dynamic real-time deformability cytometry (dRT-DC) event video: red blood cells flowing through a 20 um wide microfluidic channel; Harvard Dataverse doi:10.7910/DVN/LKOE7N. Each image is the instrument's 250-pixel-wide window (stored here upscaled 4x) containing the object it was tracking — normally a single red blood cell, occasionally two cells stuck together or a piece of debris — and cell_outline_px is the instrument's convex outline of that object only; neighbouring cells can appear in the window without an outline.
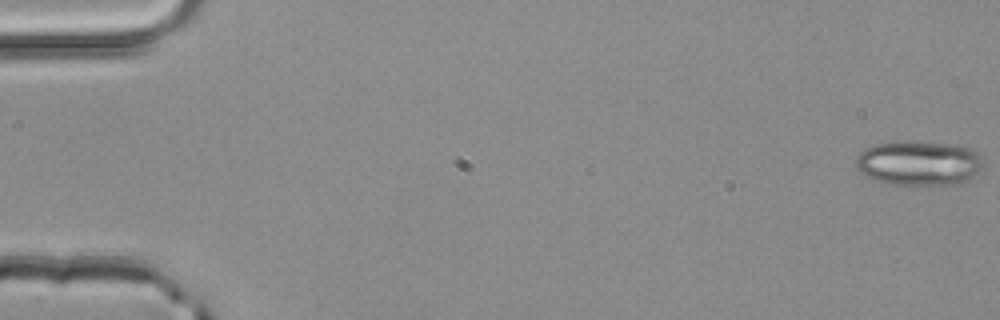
{"species": "common noctule bat (a hibernating species)", "species_latin": "Nyctalus noctula", "temperature_condition": "room temperature", "stored_images_in_passage": 11, "camera_frame_rate_fps": 3000, "um_per_image_px": 0.085, "animal": {"sex": "male", "body_mass_g": 20.4}, "frame": {"image": 1, "passage_image": 1, "time_ms": 0.0, "image_size_px": [1000, 320], "cell_outline_px": [[980, 168], [968, 180], [956, 184], [888, 184], [876, 180], [860, 172], [856, 168], [856, 156], [864, 148], [872, 144], [904, 140], [952, 144], [972, 148], [980, 152]], "centroid_in_image_um": [78.06, 13.83], "position_along_channel_um": 6.9, "area_um2": 33.23}}